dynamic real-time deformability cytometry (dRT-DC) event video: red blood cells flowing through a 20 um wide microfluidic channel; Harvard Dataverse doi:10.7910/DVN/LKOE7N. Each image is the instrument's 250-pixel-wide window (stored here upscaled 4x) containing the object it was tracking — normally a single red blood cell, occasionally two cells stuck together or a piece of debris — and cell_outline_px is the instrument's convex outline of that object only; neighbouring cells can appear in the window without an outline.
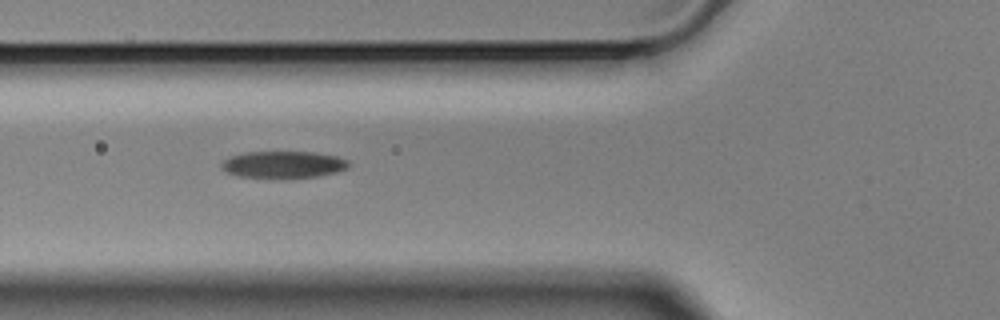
{"species": "Egyptian fruit bat (a non-hibernating species)", "species_latin": "Rousettus aegyptiacus", "temperature_condition": "cold", "stored_images_in_passage": 6, "camera_frame_rate_fps": 3000, "um_per_image_px": 0.085, "animal": {"sex": "male"}, "frame": {"image": 1, "passage_image": 6, "time_ms": 1.667, "image_size_px": [1000, 320], "cell_outline_px": [[348, 168], [336, 172], [316, 176], [240, 176], [228, 172], [220, 168], [220, 164], [224, 160], [232, 156], [244, 152], [316, 152], [336, 156], [348, 160]], "centroid_in_image_um": [24.09, 13.95], "position_along_channel_um": 101.7, "area_um2": 19.25}}